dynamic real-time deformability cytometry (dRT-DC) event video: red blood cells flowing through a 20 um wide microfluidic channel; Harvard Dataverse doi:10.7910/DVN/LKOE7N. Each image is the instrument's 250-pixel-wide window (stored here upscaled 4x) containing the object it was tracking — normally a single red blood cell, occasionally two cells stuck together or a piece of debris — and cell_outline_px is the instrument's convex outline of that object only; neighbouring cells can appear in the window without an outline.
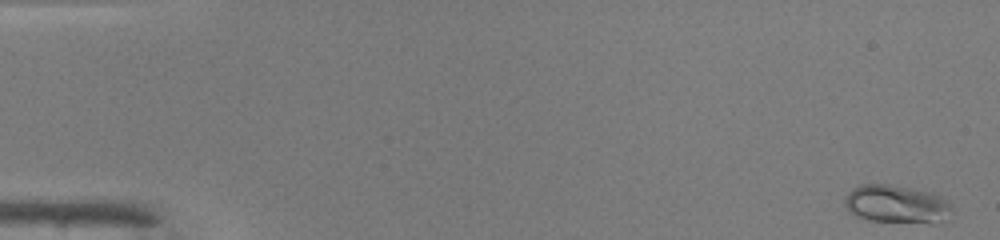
{"species": "common noctule bat (a hibernating species)", "species_latin": "Nyctalus noctula", "temperature_condition": "warm", "stored_images_in_passage": 49, "camera_frame_rate_fps": 3000, "um_per_image_px": 0.085, "animal": {"sex": "male", "body_mass_g": 19.0, "forearm_length_mm": 50.8}, "frame": {"image": 1, "passage_image": 1, "time_ms": 0.0, "image_size_px": [1000, 240], "cell_outline_px": [[952, 212], [940, 220], [872, 220], [860, 216], [852, 212], [844, 204], [844, 200], [848, 192], [852, 188], [860, 184], [888, 184], [932, 192], [944, 200], [952, 208]], "centroid_in_image_um": [76.12, 17.28], "position_along_channel_um": 8.9, "area_um2": 22.43}}
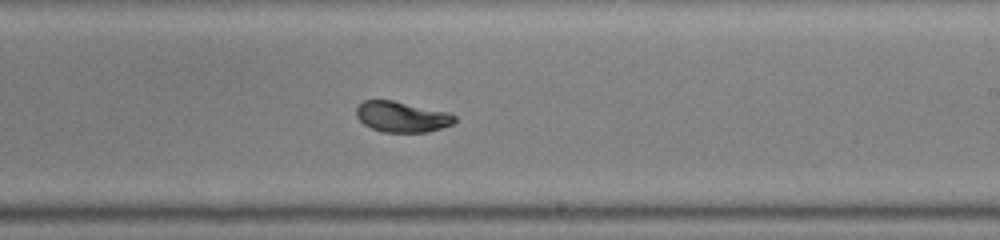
{"frame": {"image": 2, "passage_image": 30, "time_ms": 9.667, "image_size_px": [1000, 240], "cell_outline_px": [[456, 120], [452, 124], [440, 128], [424, 132], [384, 132], [372, 128], [364, 124], [356, 116], [356, 108], [364, 100], [392, 100], [448, 112], [456, 116]], "centroid_in_image_um": [34.15, 9.92], "position_along_channel_um": 254.9, "area_um2": 17.4}}
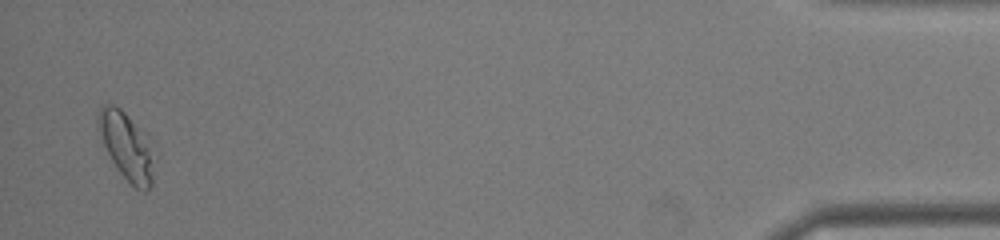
{"frame": {"image": 3, "passage_image": 48, "time_ms": 15.667, "image_size_px": [1000, 240], "cell_outline_px": [[152, 184], [144, 192], [136, 188], [120, 172], [112, 160], [104, 144], [96, 120], [96, 116], [100, 108], [104, 104], [112, 104], [120, 108], [148, 136], [152, 176]], "centroid_in_image_um": [10.71, 12.37], "position_along_channel_um": 424.5, "area_um2": 21.04}, "authors_computed_cell_mechanics": {"area_um2": 18.1492, "velocity_mm_per_s": 4.1329, "shape_relaxation_time_tau1_ms": 1.7906, "shape_relaxation_time_tau2_ms": null, "deformation_change_tau1": 0.1319, "deformation_change_tau2": null}}